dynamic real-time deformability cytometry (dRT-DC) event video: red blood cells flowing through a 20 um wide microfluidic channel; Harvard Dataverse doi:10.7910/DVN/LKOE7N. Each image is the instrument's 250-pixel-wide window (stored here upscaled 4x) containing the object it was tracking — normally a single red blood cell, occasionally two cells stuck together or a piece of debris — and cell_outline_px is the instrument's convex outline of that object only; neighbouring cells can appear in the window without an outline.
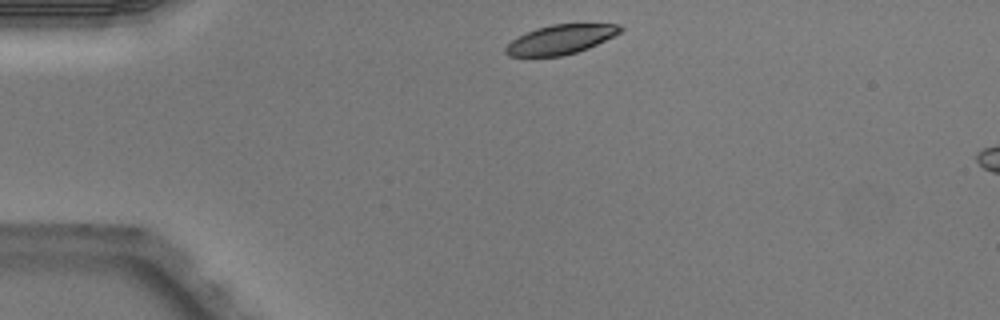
{"species": "Egyptian fruit bat (a non-hibernating species)", "species_latin": "Rousettus aegyptiacus", "temperature_condition": "warm", "stored_images_in_passage": 3, "segment_of_instrument_passage": [1, 2], "camera_frame_rate_fps": 3000, "um_per_image_px": 0.085, "animal": {"sex": "male"}, "frame": {"image": 1, "passage_image": 1, "time_ms": 0.0, "image_size_px": [1000, 320], "cell_outline_px": [[624, 28], [620, 32], [588, 48], [576, 52], [560, 56], [508, 56], [504, 52], [504, 48], [512, 40], [536, 28], [552, 24], [620, 24]], "centroid_in_image_um": [47.64, 3.35], "position_along_channel_um": 37.4, "area_um2": 19.31}}